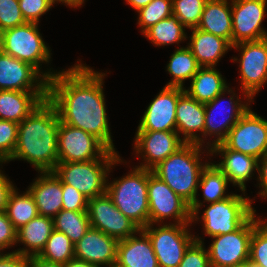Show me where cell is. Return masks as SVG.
<instances>
[{"label":"cell","mask_w":267,"mask_h":267,"mask_svg":"<svg viewBox=\"0 0 267 267\" xmlns=\"http://www.w3.org/2000/svg\"><path fill=\"white\" fill-rule=\"evenodd\" d=\"M105 75L83 64L74 65L48 81L47 99L55 106L60 122L94 135L116 152L106 114Z\"/></svg>","instance_id":"6da1fadb"},{"label":"cell","mask_w":267,"mask_h":267,"mask_svg":"<svg viewBox=\"0 0 267 267\" xmlns=\"http://www.w3.org/2000/svg\"><path fill=\"white\" fill-rule=\"evenodd\" d=\"M59 115L48 100L38 107L18 127L15 151L8 160L23 159L38 172L53 171L58 164Z\"/></svg>","instance_id":"7a4b0ae2"},{"label":"cell","mask_w":267,"mask_h":267,"mask_svg":"<svg viewBox=\"0 0 267 267\" xmlns=\"http://www.w3.org/2000/svg\"><path fill=\"white\" fill-rule=\"evenodd\" d=\"M201 148L196 143H185L152 169L157 177L190 205L192 222L200 219L197 214L203 204L197 198L201 171L207 164L200 162Z\"/></svg>","instance_id":"3957f363"},{"label":"cell","mask_w":267,"mask_h":267,"mask_svg":"<svg viewBox=\"0 0 267 267\" xmlns=\"http://www.w3.org/2000/svg\"><path fill=\"white\" fill-rule=\"evenodd\" d=\"M136 167L121 179L107 183L106 192L116 208L143 229L149 225L148 169Z\"/></svg>","instance_id":"277c9868"},{"label":"cell","mask_w":267,"mask_h":267,"mask_svg":"<svg viewBox=\"0 0 267 267\" xmlns=\"http://www.w3.org/2000/svg\"><path fill=\"white\" fill-rule=\"evenodd\" d=\"M120 161L119 156L118 159L58 162L53 172L62 183L71 185L89 200L106 192L108 171Z\"/></svg>","instance_id":"5b68a950"},{"label":"cell","mask_w":267,"mask_h":267,"mask_svg":"<svg viewBox=\"0 0 267 267\" xmlns=\"http://www.w3.org/2000/svg\"><path fill=\"white\" fill-rule=\"evenodd\" d=\"M252 202L248 197L230 194L211 203L202 215L205 234L214 237L238 230L255 213Z\"/></svg>","instance_id":"8992f818"},{"label":"cell","mask_w":267,"mask_h":267,"mask_svg":"<svg viewBox=\"0 0 267 267\" xmlns=\"http://www.w3.org/2000/svg\"><path fill=\"white\" fill-rule=\"evenodd\" d=\"M94 135L60 122L58 128V162H86L96 159H118Z\"/></svg>","instance_id":"52a82bcc"},{"label":"cell","mask_w":267,"mask_h":267,"mask_svg":"<svg viewBox=\"0 0 267 267\" xmlns=\"http://www.w3.org/2000/svg\"><path fill=\"white\" fill-rule=\"evenodd\" d=\"M189 224H153L141 229L150 239L159 267H178L195 236L188 230Z\"/></svg>","instance_id":"ba28073f"},{"label":"cell","mask_w":267,"mask_h":267,"mask_svg":"<svg viewBox=\"0 0 267 267\" xmlns=\"http://www.w3.org/2000/svg\"><path fill=\"white\" fill-rule=\"evenodd\" d=\"M255 213L236 231L211 237L208 251L210 267H233L249 260L254 228L261 222Z\"/></svg>","instance_id":"9c48e42d"},{"label":"cell","mask_w":267,"mask_h":267,"mask_svg":"<svg viewBox=\"0 0 267 267\" xmlns=\"http://www.w3.org/2000/svg\"><path fill=\"white\" fill-rule=\"evenodd\" d=\"M2 32L5 54L31 64L39 72L40 64L49 62L50 48L43 41L37 23L26 22Z\"/></svg>","instance_id":"30bf717a"},{"label":"cell","mask_w":267,"mask_h":267,"mask_svg":"<svg viewBox=\"0 0 267 267\" xmlns=\"http://www.w3.org/2000/svg\"><path fill=\"white\" fill-rule=\"evenodd\" d=\"M148 204L149 224L161 223L169 217L176 219L177 224H192L190 205L149 169Z\"/></svg>","instance_id":"8fae6325"},{"label":"cell","mask_w":267,"mask_h":267,"mask_svg":"<svg viewBox=\"0 0 267 267\" xmlns=\"http://www.w3.org/2000/svg\"><path fill=\"white\" fill-rule=\"evenodd\" d=\"M223 143L231 150L257 159L267 154V120L249 109L229 131Z\"/></svg>","instance_id":"7c38bea8"},{"label":"cell","mask_w":267,"mask_h":267,"mask_svg":"<svg viewBox=\"0 0 267 267\" xmlns=\"http://www.w3.org/2000/svg\"><path fill=\"white\" fill-rule=\"evenodd\" d=\"M87 213L90 227L102 231L118 241L138 234L140 228L120 212L105 192L88 200Z\"/></svg>","instance_id":"4fadbf2b"},{"label":"cell","mask_w":267,"mask_h":267,"mask_svg":"<svg viewBox=\"0 0 267 267\" xmlns=\"http://www.w3.org/2000/svg\"><path fill=\"white\" fill-rule=\"evenodd\" d=\"M232 48L241 50V91L243 90L246 100L251 102L254 95L267 82V38L238 43Z\"/></svg>","instance_id":"5bb4252c"},{"label":"cell","mask_w":267,"mask_h":267,"mask_svg":"<svg viewBox=\"0 0 267 267\" xmlns=\"http://www.w3.org/2000/svg\"><path fill=\"white\" fill-rule=\"evenodd\" d=\"M41 73L27 62L0 54V90L48 91V81L57 73Z\"/></svg>","instance_id":"9a60e30c"},{"label":"cell","mask_w":267,"mask_h":267,"mask_svg":"<svg viewBox=\"0 0 267 267\" xmlns=\"http://www.w3.org/2000/svg\"><path fill=\"white\" fill-rule=\"evenodd\" d=\"M267 0H231L232 46L242 42L267 38L261 26Z\"/></svg>","instance_id":"2e32d148"},{"label":"cell","mask_w":267,"mask_h":267,"mask_svg":"<svg viewBox=\"0 0 267 267\" xmlns=\"http://www.w3.org/2000/svg\"><path fill=\"white\" fill-rule=\"evenodd\" d=\"M185 143L177 132L137 131L134 149L145 161L138 167L152 170Z\"/></svg>","instance_id":"e0dca14e"},{"label":"cell","mask_w":267,"mask_h":267,"mask_svg":"<svg viewBox=\"0 0 267 267\" xmlns=\"http://www.w3.org/2000/svg\"><path fill=\"white\" fill-rule=\"evenodd\" d=\"M184 88L165 86L146 109L137 131L176 132V105Z\"/></svg>","instance_id":"ac0fdd59"},{"label":"cell","mask_w":267,"mask_h":267,"mask_svg":"<svg viewBox=\"0 0 267 267\" xmlns=\"http://www.w3.org/2000/svg\"><path fill=\"white\" fill-rule=\"evenodd\" d=\"M117 244L116 238L90 227L74 244V256L91 264L113 267L116 263Z\"/></svg>","instance_id":"d6986e66"},{"label":"cell","mask_w":267,"mask_h":267,"mask_svg":"<svg viewBox=\"0 0 267 267\" xmlns=\"http://www.w3.org/2000/svg\"><path fill=\"white\" fill-rule=\"evenodd\" d=\"M228 91L227 93L229 94L230 92L233 93L230 97L229 100V107L226 106V108H229V110H225L227 116L224 117V120L222 122H218L215 120L216 118L214 116L216 110L218 109V104H221L220 98L225 94V92ZM234 90L229 89V87L221 94L216 96L212 101H209L207 103H204V108H205V128H204V136H211V135H216L215 139L212 144L207 143L209 148H211V145L214 146L216 144L222 143L228 136L229 131L234 127V125L237 123V121L242 117V115L249 109L248 107V102L247 104H241V100H239L237 96H235V93L232 92ZM236 97L237 99L234 100ZM226 104V103H225ZM228 105V104H227ZM219 108H221L219 106ZM224 109V108H222ZM231 110V112H230ZM215 111V112H214ZM219 111V110H218ZM223 112V110H221ZM220 111V113H221ZM219 120V119H218Z\"/></svg>","instance_id":"ffe728a7"},{"label":"cell","mask_w":267,"mask_h":267,"mask_svg":"<svg viewBox=\"0 0 267 267\" xmlns=\"http://www.w3.org/2000/svg\"><path fill=\"white\" fill-rule=\"evenodd\" d=\"M208 151L211 155L217 152L221 154L223 160L215 165L228 179V182L233 183L234 186L238 185L241 191L245 193V182L251 179L253 171L258 170V159L256 157L231 150L223 142L211 146Z\"/></svg>","instance_id":"44dd1931"},{"label":"cell","mask_w":267,"mask_h":267,"mask_svg":"<svg viewBox=\"0 0 267 267\" xmlns=\"http://www.w3.org/2000/svg\"><path fill=\"white\" fill-rule=\"evenodd\" d=\"M205 108L204 103L193 99L184 91L176 105V132L183 134L182 138L186 143L203 145L204 140L196 134L201 132L204 136Z\"/></svg>","instance_id":"7402d4cb"},{"label":"cell","mask_w":267,"mask_h":267,"mask_svg":"<svg viewBox=\"0 0 267 267\" xmlns=\"http://www.w3.org/2000/svg\"><path fill=\"white\" fill-rule=\"evenodd\" d=\"M40 175L28 190L39 215L54 218L62 210V182L53 171L40 172Z\"/></svg>","instance_id":"603a6c76"},{"label":"cell","mask_w":267,"mask_h":267,"mask_svg":"<svg viewBox=\"0 0 267 267\" xmlns=\"http://www.w3.org/2000/svg\"><path fill=\"white\" fill-rule=\"evenodd\" d=\"M139 233L118 241L115 267H159L149 237Z\"/></svg>","instance_id":"cb8c5ba5"},{"label":"cell","mask_w":267,"mask_h":267,"mask_svg":"<svg viewBox=\"0 0 267 267\" xmlns=\"http://www.w3.org/2000/svg\"><path fill=\"white\" fill-rule=\"evenodd\" d=\"M47 99V91L0 90V119L21 123Z\"/></svg>","instance_id":"d4e9b609"},{"label":"cell","mask_w":267,"mask_h":267,"mask_svg":"<svg viewBox=\"0 0 267 267\" xmlns=\"http://www.w3.org/2000/svg\"><path fill=\"white\" fill-rule=\"evenodd\" d=\"M192 35L187 46L201 67H215L219 59L232 45L221 37L202 31L198 28L190 29Z\"/></svg>","instance_id":"484cf974"},{"label":"cell","mask_w":267,"mask_h":267,"mask_svg":"<svg viewBox=\"0 0 267 267\" xmlns=\"http://www.w3.org/2000/svg\"><path fill=\"white\" fill-rule=\"evenodd\" d=\"M228 0H207L198 29L226 39L232 45V10Z\"/></svg>","instance_id":"4316f807"},{"label":"cell","mask_w":267,"mask_h":267,"mask_svg":"<svg viewBox=\"0 0 267 267\" xmlns=\"http://www.w3.org/2000/svg\"><path fill=\"white\" fill-rule=\"evenodd\" d=\"M53 230V218L38 215L17 230L16 242L23 243L26 248L14 252L25 257L39 255Z\"/></svg>","instance_id":"83f0119b"},{"label":"cell","mask_w":267,"mask_h":267,"mask_svg":"<svg viewBox=\"0 0 267 267\" xmlns=\"http://www.w3.org/2000/svg\"><path fill=\"white\" fill-rule=\"evenodd\" d=\"M190 85V89L185 91L201 103L212 101L228 88L225 79L214 67H201L191 79Z\"/></svg>","instance_id":"f1b7e54d"},{"label":"cell","mask_w":267,"mask_h":267,"mask_svg":"<svg viewBox=\"0 0 267 267\" xmlns=\"http://www.w3.org/2000/svg\"><path fill=\"white\" fill-rule=\"evenodd\" d=\"M200 68L201 66L188 47L175 50L167 65V71L173 78L166 86L184 88L183 81L192 79Z\"/></svg>","instance_id":"f546056e"},{"label":"cell","mask_w":267,"mask_h":267,"mask_svg":"<svg viewBox=\"0 0 267 267\" xmlns=\"http://www.w3.org/2000/svg\"><path fill=\"white\" fill-rule=\"evenodd\" d=\"M17 189L11 191L6 205V214L13 226L18 230L39 215L34 198L27 190L19 194Z\"/></svg>","instance_id":"4dcf8cb0"},{"label":"cell","mask_w":267,"mask_h":267,"mask_svg":"<svg viewBox=\"0 0 267 267\" xmlns=\"http://www.w3.org/2000/svg\"><path fill=\"white\" fill-rule=\"evenodd\" d=\"M53 226L54 230L64 233L75 244L90 228V221L87 211L62 209L53 218Z\"/></svg>","instance_id":"1f68e13d"},{"label":"cell","mask_w":267,"mask_h":267,"mask_svg":"<svg viewBox=\"0 0 267 267\" xmlns=\"http://www.w3.org/2000/svg\"><path fill=\"white\" fill-rule=\"evenodd\" d=\"M228 179L214 163H207L202 169L198 187L203 191L204 202L215 203L230 195H225Z\"/></svg>","instance_id":"d6a6232c"},{"label":"cell","mask_w":267,"mask_h":267,"mask_svg":"<svg viewBox=\"0 0 267 267\" xmlns=\"http://www.w3.org/2000/svg\"><path fill=\"white\" fill-rule=\"evenodd\" d=\"M185 28L178 18L172 15L151 26L143 34L157 46L179 44L188 38L185 34Z\"/></svg>","instance_id":"836d02e7"},{"label":"cell","mask_w":267,"mask_h":267,"mask_svg":"<svg viewBox=\"0 0 267 267\" xmlns=\"http://www.w3.org/2000/svg\"><path fill=\"white\" fill-rule=\"evenodd\" d=\"M38 256L47 261L65 265L75 258L74 243L64 233L53 230Z\"/></svg>","instance_id":"e575fe53"},{"label":"cell","mask_w":267,"mask_h":267,"mask_svg":"<svg viewBox=\"0 0 267 267\" xmlns=\"http://www.w3.org/2000/svg\"><path fill=\"white\" fill-rule=\"evenodd\" d=\"M207 0H172L173 15L187 28H197Z\"/></svg>","instance_id":"d590c367"},{"label":"cell","mask_w":267,"mask_h":267,"mask_svg":"<svg viewBox=\"0 0 267 267\" xmlns=\"http://www.w3.org/2000/svg\"><path fill=\"white\" fill-rule=\"evenodd\" d=\"M138 24L144 33L151 26L162 19L173 15L172 0H152L147 6L139 11Z\"/></svg>","instance_id":"8d00e7d4"},{"label":"cell","mask_w":267,"mask_h":267,"mask_svg":"<svg viewBox=\"0 0 267 267\" xmlns=\"http://www.w3.org/2000/svg\"><path fill=\"white\" fill-rule=\"evenodd\" d=\"M249 260L261 267H267V223L261 221L253 230L250 241Z\"/></svg>","instance_id":"74e56055"},{"label":"cell","mask_w":267,"mask_h":267,"mask_svg":"<svg viewBox=\"0 0 267 267\" xmlns=\"http://www.w3.org/2000/svg\"><path fill=\"white\" fill-rule=\"evenodd\" d=\"M19 124L0 119V163L12 157L18 136Z\"/></svg>","instance_id":"f35d334b"},{"label":"cell","mask_w":267,"mask_h":267,"mask_svg":"<svg viewBox=\"0 0 267 267\" xmlns=\"http://www.w3.org/2000/svg\"><path fill=\"white\" fill-rule=\"evenodd\" d=\"M18 0H0V30L25 24Z\"/></svg>","instance_id":"ab89813d"},{"label":"cell","mask_w":267,"mask_h":267,"mask_svg":"<svg viewBox=\"0 0 267 267\" xmlns=\"http://www.w3.org/2000/svg\"><path fill=\"white\" fill-rule=\"evenodd\" d=\"M21 10V14L28 23H39V18L43 14H46L52 5L56 2H62V0H18Z\"/></svg>","instance_id":"60d3db41"},{"label":"cell","mask_w":267,"mask_h":267,"mask_svg":"<svg viewBox=\"0 0 267 267\" xmlns=\"http://www.w3.org/2000/svg\"><path fill=\"white\" fill-rule=\"evenodd\" d=\"M202 239L195 236V241L184 253L178 267H210L208 251L204 248Z\"/></svg>","instance_id":"b9f144b4"},{"label":"cell","mask_w":267,"mask_h":267,"mask_svg":"<svg viewBox=\"0 0 267 267\" xmlns=\"http://www.w3.org/2000/svg\"><path fill=\"white\" fill-rule=\"evenodd\" d=\"M63 204L62 209L68 211H87L88 199L78 190L68 184L62 183Z\"/></svg>","instance_id":"7bdbcfd3"},{"label":"cell","mask_w":267,"mask_h":267,"mask_svg":"<svg viewBox=\"0 0 267 267\" xmlns=\"http://www.w3.org/2000/svg\"><path fill=\"white\" fill-rule=\"evenodd\" d=\"M17 229L7 217L5 211L0 212V253L17 242Z\"/></svg>","instance_id":"ee69618b"},{"label":"cell","mask_w":267,"mask_h":267,"mask_svg":"<svg viewBox=\"0 0 267 267\" xmlns=\"http://www.w3.org/2000/svg\"><path fill=\"white\" fill-rule=\"evenodd\" d=\"M0 267H27V257L16 252L0 253Z\"/></svg>","instance_id":"f6af8a7d"},{"label":"cell","mask_w":267,"mask_h":267,"mask_svg":"<svg viewBox=\"0 0 267 267\" xmlns=\"http://www.w3.org/2000/svg\"><path fill=\"white\" fill-rule=\"evenodd\" d=\"M0 170V212L6 210V205L8 202L9 195L11 191L14 189V185H12L9 179L6 178Z\"/></svg>","instance_id":"bcb514c9"},{"label":"cell","mask_w":267,"mask_h":267,"mask_svg":"<svg viewBox=\"0 0 267 267\" xmlns=\"http://www.w3.org/2000/svg\"><path fill=\"white\" fill-rule=\"evenodd\" d=\"M261 165V167H260ZM258 177H259V187L260 189L259 195L261 197L267 198V154L264 155L262 158L258 159Z\"/></svg>","instance_id":"7dc6e473"},{"label":"cell","mask_w":267,"mask_h":267,"mask_svg":"<svg viewBox=\"0 0 267 267\" xmlns=\"http://www.w3.org/2000/svg\"><path fill=\"white\" fill-rule=\"evenodd\" d=\"M27 267H64V265L47 261L35 255L27 257Z\"/></svg>","instance_id":"c3c4849f"},{"label":"cell","mask_w":267,"mask_h":267,"mask_svg":"<svg viewBox=\"0 0 267 267\" xmlns=\"http://www.w3.org/2000/svg\"><path fill=\"white\" fill-rule=\"evenodd\" d=\"M64 267H101L99 265L91 264L76 258L69 260Z\"/></svg>","instance_id":"681fc988"},{"label":"cell","mask_w":267,"mask_h":267,"mask_svg":"<svg viewBox=\"0 0 267 267\" xmlns=\"http://www.w3.org/2000/svg\"><path fill=\"white\" fill-rule=\"evenodd\" d=\"M152 0H126V2L132 6L136 11L147 6Z\"/></svg>","instance_id":"f907efd6"},{"label":"cell","mask_w":267,"mask_h":267,"mask_svg":"<svg viewBox=\"0 0 267 267\" xmlns=\"http://www.w3.org/2000/svg\"><path fill=\"white\" fill-rule=\"evenodd\" d=\"M65 4L70 7H79L83 4L85 0H62Z\"/></svg>","instance_id":"816d5d0a"},{"label":"cell","mask_w":267,"mask_h":267,"mask_svg":"<svg viewBox=\"0 0 267 267\" xmlns=\"http://www.w3.org/2000/svg\"><path fill=\"white\" fill-rule=\"evenodd\" d=\"M233 267H253V263L250 260L244 261L242 263H238Z\"/></svg>","instance_id":"f5cc1de1"},{"label":"cell","mask_w":267,"mask_h":267,"mask_svg":"<svg viewBox=\"0 0 267 267\" xmlns=\"http://www.w3.org/2000/svg\"><path fill=\"white\" fill-rule=\"evenodd\" d=\"M4 53L3 32L0 30V54Z\"/></svg>","instance_id":"db71d44e"},{"label":"cell","mask_w":267,"mask_h":267,"mask_svg":"<svg viewBox=\"0 0 267 267\" xmlns=\"http://www.w3.org/2000/svg\"><path fill=\"white\" fill-rule=\"evenodd\" d=\"M253 267H261V266H258V265H256V264L253 263Z\"/></svg>","instance_id":"11a10c76"}]
</instances>
